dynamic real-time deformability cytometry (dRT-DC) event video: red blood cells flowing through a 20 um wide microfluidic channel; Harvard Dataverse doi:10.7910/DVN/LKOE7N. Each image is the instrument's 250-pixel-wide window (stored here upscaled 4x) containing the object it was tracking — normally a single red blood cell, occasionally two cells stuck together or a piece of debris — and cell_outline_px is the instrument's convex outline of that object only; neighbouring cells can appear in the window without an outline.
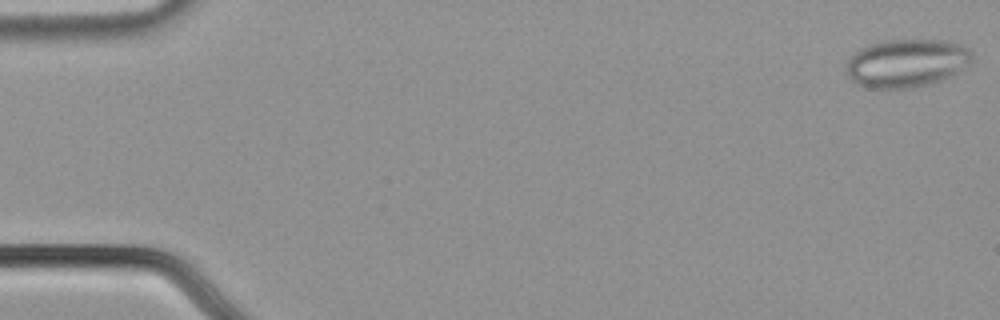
{"species": "common noctule bat (a hibernating species)", "species_latin": "Nyctalus noctula", "temperature_condition": "cold", "stored_images_in_passage": 56, "segment_of_instrument_passage": [1, 2], "camera_frame_rate_fps": 3000, "um_per_image_px": 0.085, "animal": {"sex": "male", "body_mass_g": 21.5, "forearm_length_mm": 52.0}, "frame": {"image": 1, "passage_image": 1, "time_ms": 0.0, "image_size_px": [1000, 320], "cell_outline_px": [[972, 60], [968, 64], [956, 72], [940, 80], [928, 84], [912, 88], [868, 88], [856, 84], [844, 72], [844, 64], [848, 56], [860, 48], [868, 44], [880, 40], [948, 40], [964, 44], [972, 48]], "centroid_in_image_um": [77.01, 5.34], "position_along_channel_um": 8.0, "area_um2": 36.01}}
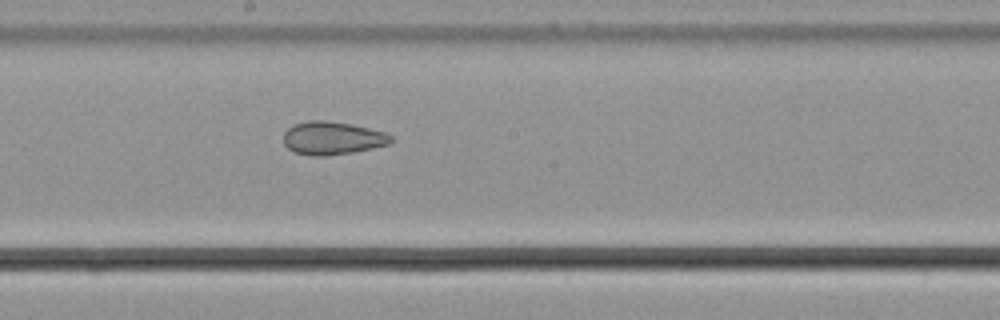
{"frame": {"image": 2, "passage_image": 30, "time_ms": 9.667, "image_size_px": [1000, 320], "cell_outline_px": [[392, 140], [388, 144], [372, 148], [352, 152], [324, 156], [312, 156], [292, 152], [284, 144], [284, 132], [288, 128], [296, 124], [308, 120], [324, 120], [352, 124], [384, 132], [392, 136]], "centroid_in_image_um": [28.22, 11.74], "position_along_channel_um": 220.0, "area_um2": 20.63}}
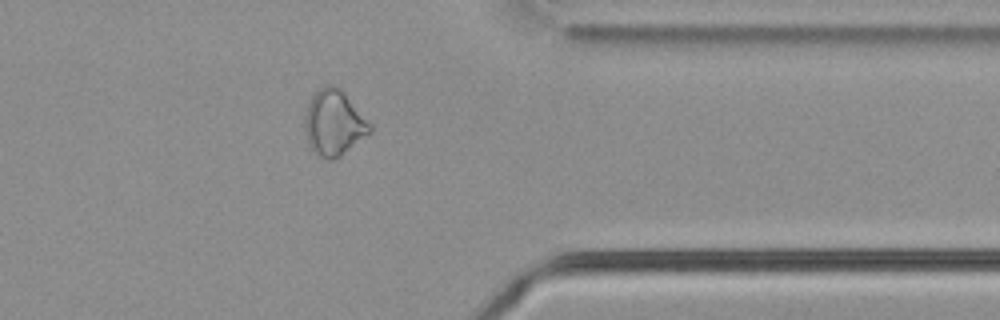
{"frame": {"image": 3, "passage_image": 44, "time_ms": 14.333, "image_size_px": [1000, 320], "cell_outline_px": [[372, 132], [340, 156], [332, 160], [328, 160], [312, 152], [308, 144], [304, 132], [304, 116], [308, 100], [316, 88], [324, 84], [336, 84], [344, 92], [372, 124]], "centroid_in_image_um": [28.35, 10.41], "position_along_channel_um": 383.0, "area_um2": 25.61}}